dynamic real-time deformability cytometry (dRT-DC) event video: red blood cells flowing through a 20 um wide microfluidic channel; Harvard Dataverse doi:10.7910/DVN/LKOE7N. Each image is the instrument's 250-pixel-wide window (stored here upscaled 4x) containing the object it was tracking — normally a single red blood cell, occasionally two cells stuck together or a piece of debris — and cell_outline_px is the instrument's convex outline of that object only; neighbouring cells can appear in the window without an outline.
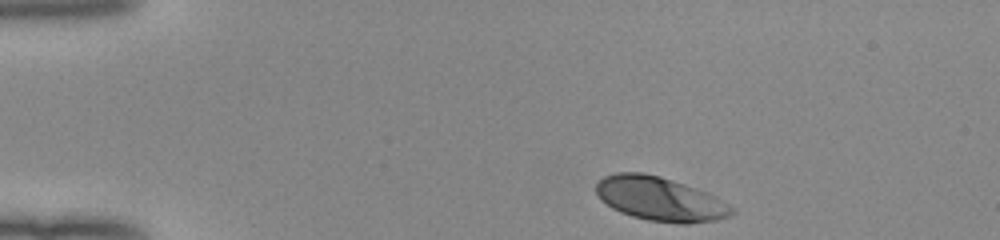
{"species": "human", "species_latin": "Homo sapiens", "temperature_condition": "room temperature", "stored_images_in_passage": 36, "camera_frame_rate_fps": 3000, "um_per_image_px": 0.085, "donor": {"sex": "female"}, "frame": {"image": 1, "passage_image": 1, "time_ms": 0.0, "image_size_px": [1000, 240], "cell_outline_px": [[736, 212], [732, 216], [716, 220], [688, 224], [680, 224], [648, 220], [632, 216], [620, 212], [612, 208], [600, 200], [596, 192], [596, 184], [604, 176], [616, 172], [644, 172], [660, 176], [684, 184], [716, 196], [736, 208]], "centroid_in_image_um": [56.13, 16.92], "position_along_channel_um": 28.9, "area_um2": 35.08}}
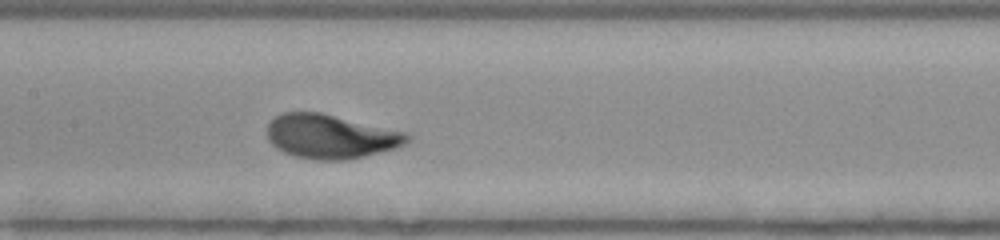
{"frame": {"image": 2, "passage_image": 18, "time_ms": 5.667, "image_size_px": [1000, 240], "cell_outline_px": [[412, 136], [408, 144], [396, 148], [348, 160], [316, 160], [296, 156], [284, 152], [276, 148], [268, 140], [268, 124], [276, 116], [284, 112], [320, 112], [408, 132]], "centroid_in_image_um": [28.16, 11.6], "position_along_channel_um": 179.2, "area_um2": 36.18}}
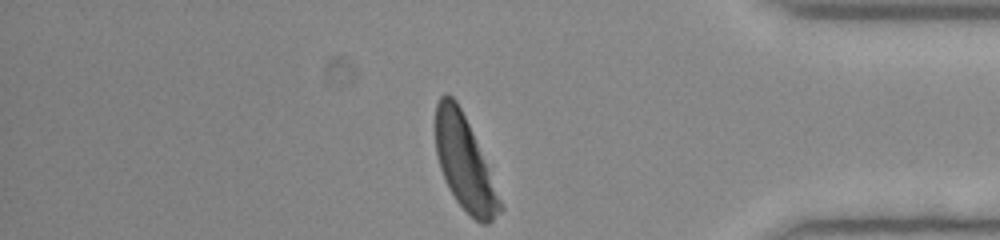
{"frame": {"image": 3, "passage_image": 36, "time_ms": 11.667, "image_size_px": [1000, 240], "cell_outline_px": [[504, 208], [488, 224], [480, 224], [456, 200], [448, 188], [444, 180], [440, 168], [436, 152], [436, 104], [440, 96], [444, 92], [448, 92], [456, 100], [468, 124]], "centroid_in_image_um": [39.44, 13.85], "position_along_channel_um": 395.8, "area_um2": 34.16}, "authors_computed_cell_mechanics": {"area_um2": 35.6915, "velocity_mm_per_s": 3.9857, "shape_relaxation_time_tau1_ms": 2.4959, "shape_relaxation_time_tau2_ms": null, "deformation_change_tau1": 0.1669, "deformation_change_tau2": null}}